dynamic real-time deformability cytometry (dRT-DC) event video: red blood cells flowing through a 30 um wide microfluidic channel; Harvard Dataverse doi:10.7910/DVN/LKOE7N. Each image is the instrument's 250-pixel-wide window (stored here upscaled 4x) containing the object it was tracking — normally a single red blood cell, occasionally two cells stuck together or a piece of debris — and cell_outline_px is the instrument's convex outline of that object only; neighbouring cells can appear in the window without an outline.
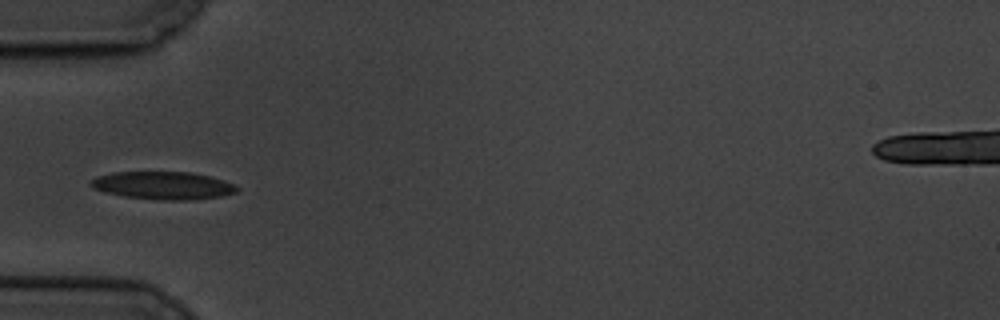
{"species": "common noctule bat (a hibernating species)", "species_latin": "Nyctalus noctula", "temperature_condition": "cold", "stored_images_in_passage": 10, "camera_frame_rate_fps": 3000, "um_per_image_px": 0.085, "animal": {"sex": "male", "body_mass_g": 19.5, "forearm_length_mm": 54.6}, "frame": {"image": 1, "passage_image": 5, "time_ms": 5.333, "image_size_px": [1000, 320], "cell_outline_px": [[240, 188], [236, 192], [220, 196], [188, 200], [164, 200], [124, 196], [104, 192], [92, 188], [88, 184], [96, 176], [112, 172], [192, 172], [224, 180]], "centroid_in_image_um": [13.82, 15.76], "position_along_channel_um": 71.2, "area_um2": 23.58}}
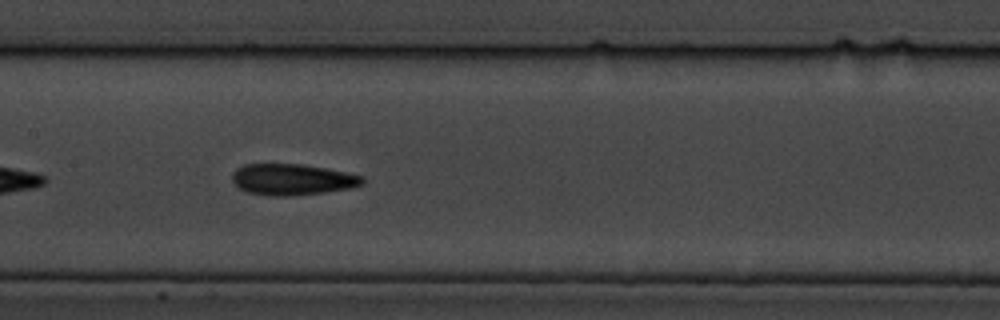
{"frame": {"image": 2, "passage_image": 8, "time_ms": 8.667, "image_size_px": [1000, 320], "cell_outline_px": [[364, 184], [352, 188], [324, 192], [292, 196], [272, 196], [248, 192], [236, 188], [232, 180], [232, 172], [236, 168], [244, 164], [304, 164], [364, 176]], "centroid_in_image_um": [24.81, 15.26], "position_along_channel_um": 182.6, "area_um2": 23.87}}
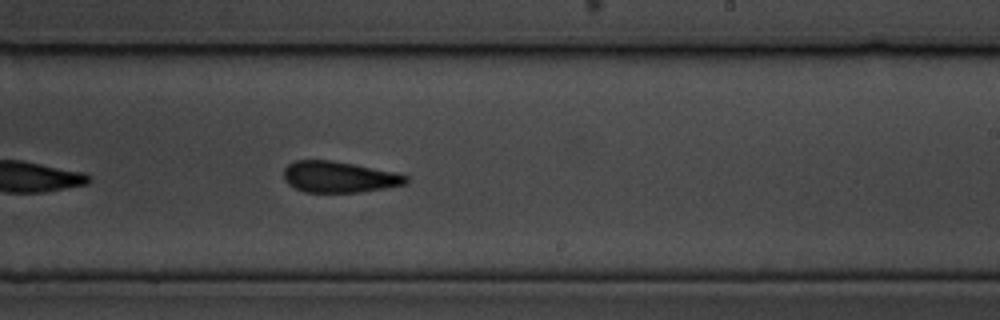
{"frame": {"image": 3, "passage_image": 10, "time_ms": 11.0, "image_size_px": [1000, 320], "cell_outline_px": [[408, 184], [360, 192], [304, 192], [288, 184], [284, 180], [284, 168], [288, 164], [296, 160], [332, 160], [396, 172], [408, 176]], "centroid_in_image_um": [28.83, 15.04], "position_along_channel_um": 260.2, "area_um2": 22.25}}